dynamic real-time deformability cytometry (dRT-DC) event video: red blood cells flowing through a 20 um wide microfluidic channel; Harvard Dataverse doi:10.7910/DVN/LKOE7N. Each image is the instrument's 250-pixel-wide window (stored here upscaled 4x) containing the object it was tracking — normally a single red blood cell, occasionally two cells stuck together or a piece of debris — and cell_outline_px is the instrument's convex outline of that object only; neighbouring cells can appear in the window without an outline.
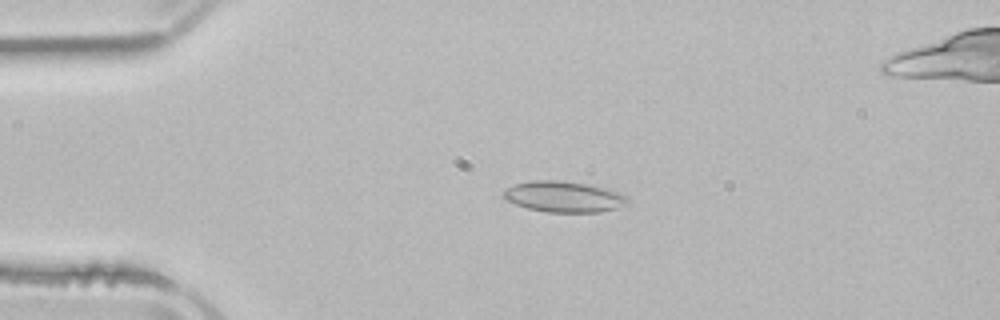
{"species": "common noctule bat (a hibernating species)", "species_latin": "Nyctalus noctula", "temperature_condition": "room temperature", "stored_images_in_passage": 53, "camera_frame_rate_fps": 3000, "um_per_image_px": 0.085, "animal": {"sex": "male", "body_mass_g": 21.5, "forearm_length_mm": 52.0}, "frame": {"image": 1, "passage_image": 11, "time_ms": 3.333, "image_size_px": [1000, 320], "cell_outline_px": [[632, 200], [628, 204], [616, 208], [600, 212], [548, 212], [528, 208], [516, 204], [508, 200], [504, 196], [504, 188], [516, 184], [532, 180], [560, 180], [588, 184], [608, 188], [620, 192], [628, 196]], "centroid_in_image_um": [48.01, 16.71], "position_along_channel_um": 37.0, "area_um2": 22.54}}
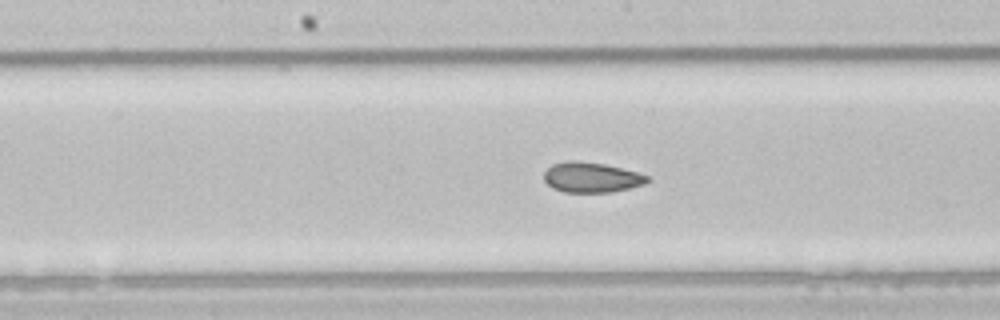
{"frame": {"image": 2, "passage_image": 26, "time_ms": 8.333, "image_size_px": [1000, 320], "cell_outline_px": [[648, 180], [644, 184], [612, 192], [564, 192], [552, 188], [544, 180], [544, 172], [552, 164], [568, 160], [576, 160], [604, 164], [636, 172], [648, 176]], "centroid_in_image_um": [50.22, 15.07], "position_along_channel_um": 198.0, "area_um2": 18.03}}
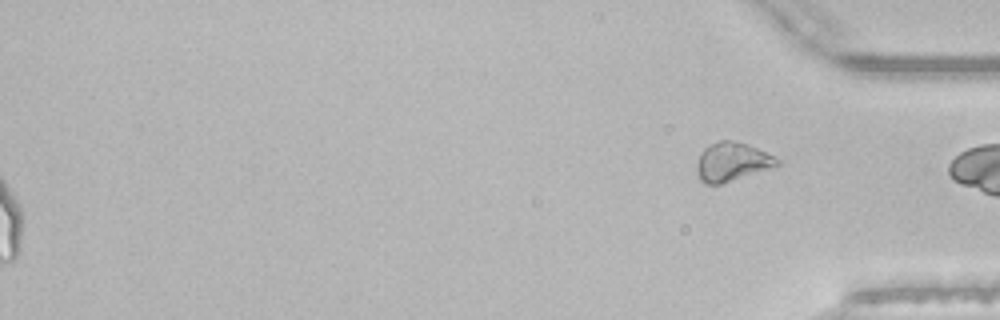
{"frame": {"image": 3, "passage_image": 53, "time_ms": 17.333, "image_size_px": [1000, 320], "cell_outline_px": [[780, 164], [776, 168], [720, 184], [704, 184], [696, 176], [696, 160], [700, 152], [704, 148], [716, 140], [732, 140], [748, 144], [780, 160]], "centroid_in_image_um": [62.19, 13.77], "position_along_channel_um": 373.0, "area_um2": 18.61}, "authors_computed_cell_mechanics": {"area_um2": 20.2878, "velocity_mm_per_s": 3.8716, "shape_relaxation_time_tau1_ms": 8.6515, "shape_relaxation_time_tau2_ms": 1.7469, "deformation_change_tau1": 0.1435, "deformation_change_tau2": 0.0551}}